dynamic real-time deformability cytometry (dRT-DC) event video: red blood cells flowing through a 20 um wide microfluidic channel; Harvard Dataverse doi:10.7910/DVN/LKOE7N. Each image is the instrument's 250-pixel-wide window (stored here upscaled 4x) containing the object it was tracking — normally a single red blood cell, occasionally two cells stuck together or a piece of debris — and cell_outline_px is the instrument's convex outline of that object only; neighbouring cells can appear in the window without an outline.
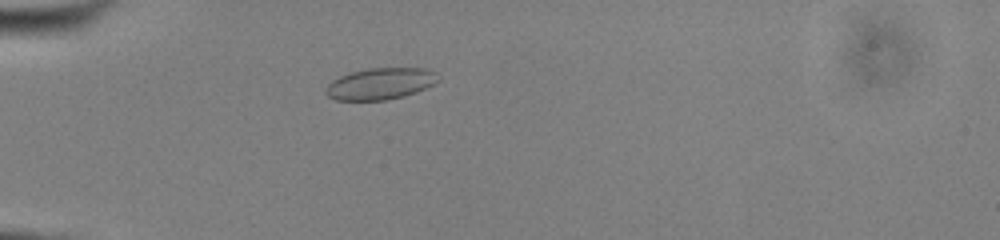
{"species": "common noctule bat (a hibernating species)", "species_latin": "Nyctalus noctula", "temperature_condition": "cold", "stored_images_in_passage": 39, "camera_frame_rate_fps": 3000, "um_per_image_px": 0.085, "animal": {"sex": "male", "body_mass_g": 13.0, "forearm_length_mm": 53.1}, "frame": {"image": 1, "passage_image": 2, "time_ms": 0.333, "image_size_px": [1000, 240], "cell_outline_px": [[440, 80], [416, 92], [404, 96], [384, 100], [336, 100], [328, 96], [324, 92], [328, 84], [332, 80], [340, 76], [352, 72], [368, 68], [424, 68], [432, 72]], "centroid_in_image_um": [32.28, 7.12], "position_along_channel_um": 52.7, "area_um2": 20.4}}
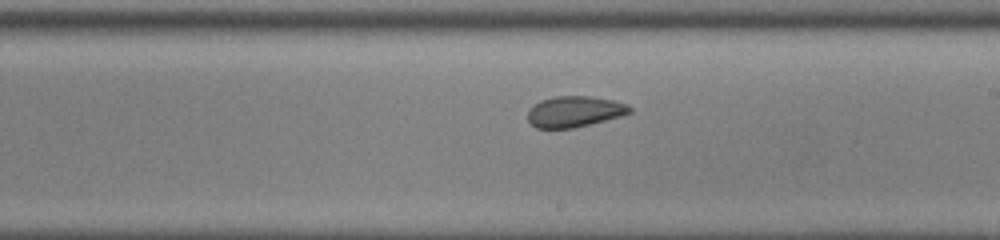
{"frame": {"image": 2, "passage_image": 18, "time_ms": 5.667, "image_size_px": [1000, 240], "cell_outline_px": [[632, 112], [620, 116], [576, 128], [536, 128], [528, 120], [528, 108], [532, 104], [540, 100], [556, 96], [592, 96], [612, 100], [628, 104], [632, 108]], "centroid_in_image_um": [48.82, 9.48], "position_along_channel_um": 240.2, "area_um2": 18.55}}
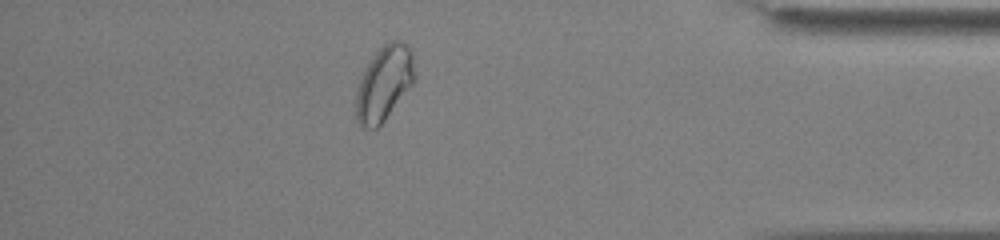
{"frame": {"image": 3, "passage_image": 33, "time_ms": 10.667, "image_size_px": [1000, 240], "cell_outline_px": [[416, 80], [384, 120], [376, 128], [364, 128], [356, 120], [356, 96], [360, 80], [368, 64], [376, 52], [388, 40], [400, 40], [408, 44], [412, 52], [416, 76]], "centroid_in_image_um": [32.69, 7.05], "position_along_channel_um": 402.5, "area_um2": 25.37}, "authors_computed_cell_mechanics": {"area_um2": 19.8254, "velocity_mm_per_s": 3.8702, "shape_relaxation_time_tau1_ms": null, "shape_relaxation_time_tau2_ms": 1.1487, "deformation_change_tau1": null, "deformation_change_tau2": 0.0467}}